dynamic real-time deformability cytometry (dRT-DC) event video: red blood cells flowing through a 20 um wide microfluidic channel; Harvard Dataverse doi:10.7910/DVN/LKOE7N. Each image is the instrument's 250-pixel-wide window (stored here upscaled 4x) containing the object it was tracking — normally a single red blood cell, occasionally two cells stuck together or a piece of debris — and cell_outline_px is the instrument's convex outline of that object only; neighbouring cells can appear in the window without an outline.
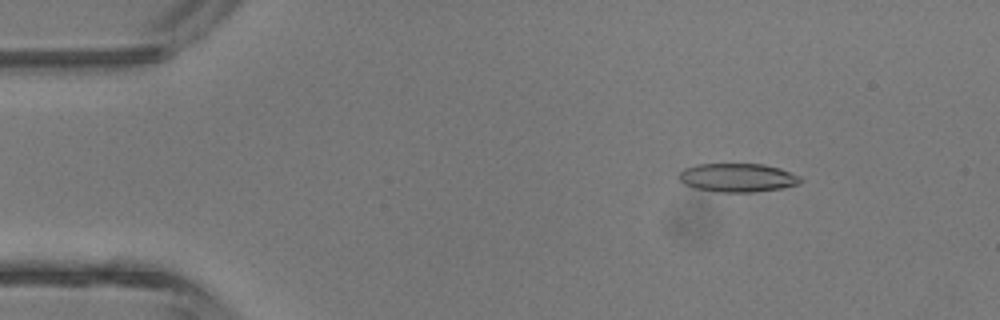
{"species": "common noctule bat (a hibernating species)", "species_latin": "Nyctalus noctula", "temperature_condition": "room temperature", "stored_images_in_passage": 4, "camera_frame_rate_fps": 3000, "um_per_image_px": 0.085, "animal": {"sex": "male", "body_mass_g": 13.3}, "frame": {"image": 1, "passage_image": 2, "time_ms": 1.0, "image_size_px": [1000, 320], "cell_outline_px": [[804, 180], [800, 184], [784, 188], [752, 192], [716, 192], [696, 188], [684, 184], [676, 176], [684, 168], [696, 164], [764, 164], [780, 168], [800, 176]], "centroid_in_image_um": [62.71, 15.1], "position_along_channel_um": 22.3, "area_um2": 20.52}}
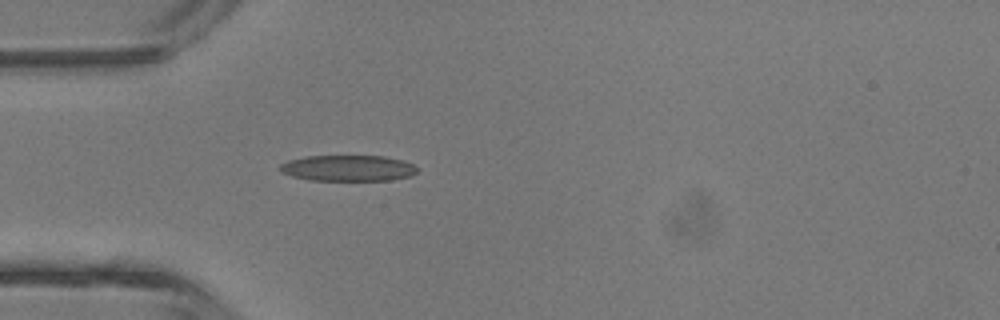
{"frame": {"image": 2, "passage_image": 4, "time_ms": 3.333, "image_size_px": [1000, 320], "cell_outline_px": [[416, 172], [412, 176], [392, 180], [308, 180], [292, 176], [280, 172], [280, 164], [288, 160], [304, 156], [384, 156], [404, 160], [412, 164], [416, 168]], "centroid_in_image_um": [29.57, 14.29], "position_along_channel_um": 55.4, "area_um2": 20.87}}